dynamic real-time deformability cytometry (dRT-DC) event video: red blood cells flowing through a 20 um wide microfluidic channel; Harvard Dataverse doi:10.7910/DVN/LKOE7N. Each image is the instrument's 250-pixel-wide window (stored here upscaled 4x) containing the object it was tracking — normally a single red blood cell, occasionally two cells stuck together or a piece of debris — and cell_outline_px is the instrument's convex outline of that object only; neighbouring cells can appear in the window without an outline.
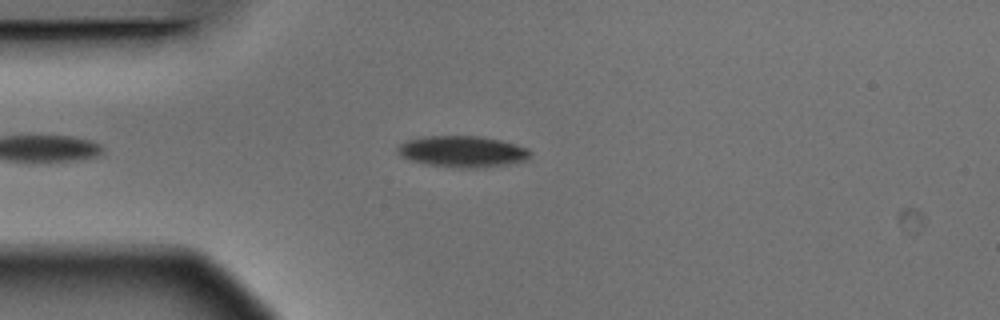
{"species": "Egyptian fruit bat (a non-hibernating species)", "species_latin": "Rousettus aegyptiacus", "temperature_condition": "warm", "stored_images_in_passage": 3, "camera_frame_rate_fps": 3000, "um_per_image_px": 0.085, "animal": {"sex": "male"}, "frame": {"image": 1, "passage_image": 3, "time_ms": 0.667, "image_size_px": [1000, 320], "cell_outline_px": [[532, 152], [528, 160], [504, 164], [472, 168], [460, 168], [428, 164], [412, 160], [400, 156], [396, 152], [396, 148], [400, 144], [408, 140], [428, 136], [484, 136], [516, 144], [528, 148]], "centroid_in_image_um": [39.32, 12.87], "position_along_channel_um": 45.7, "area_um2": 24.04}}